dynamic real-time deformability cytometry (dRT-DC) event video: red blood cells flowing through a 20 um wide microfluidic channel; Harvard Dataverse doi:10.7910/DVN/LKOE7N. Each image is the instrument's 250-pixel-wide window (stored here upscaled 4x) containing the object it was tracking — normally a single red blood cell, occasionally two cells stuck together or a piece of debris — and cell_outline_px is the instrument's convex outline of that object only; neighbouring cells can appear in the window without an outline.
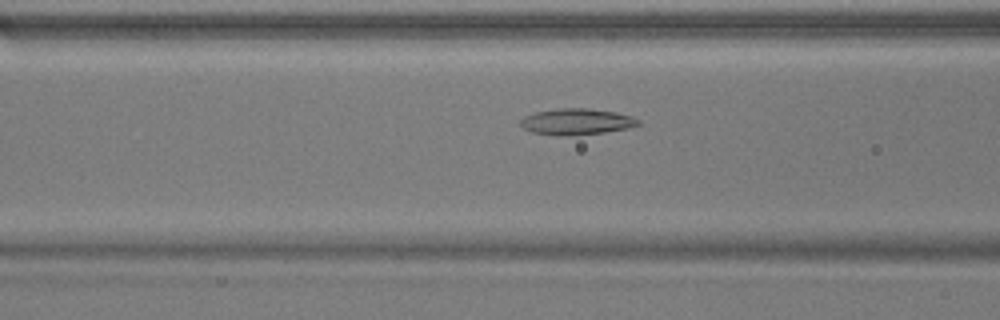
{"species": "common noctule bat (a hibernating species)", "species_latin": "Nyctalus noctula", "temperature_condition": "warm", "stored_images_in_passage": 42, "camera_frame_rate_fps": 3000, "um_per_image_px": 0.085, "animal": {"sex": "male", "body_mass_g": 17.9}, "frame": {"image": 1, "passage_image": 10, "time_ms": 3.0, "image_size_px": [1000, 320], "cell_outline_px": [[640, 124], [628, 128], [604, 132], [568, 136], [556, 136], [532, 132], [524, 128], [520, 124], [520, 120], [524, 116], [536, 112], [560, 108], [588, 108], [616, 112], [632, 116], [640, 120]], "centroid_in_image_um": [49.01, 10.34], "position_along_channel_um": 117.6, "area_um2": 18.03}}
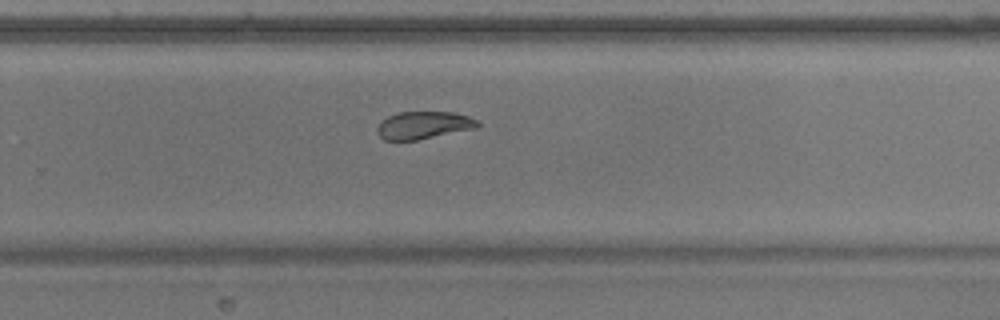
{"frame": {"image": 2, "passage_image": 24, "time_ms": 7.667, "image_size_px": [1000, 320], "cell_outline_px": [[480, 124], [476, 128], [416, 140], [384, 140], [376, 132], [376, 128], [380, 120], [388, 116], [400, 112], [452, 112], [468, 116], [480, 120]], "centroid_in_image_um": [35.99, 10.64], "position_along_channel_um": 293.8, "area_um2": 16.18}}
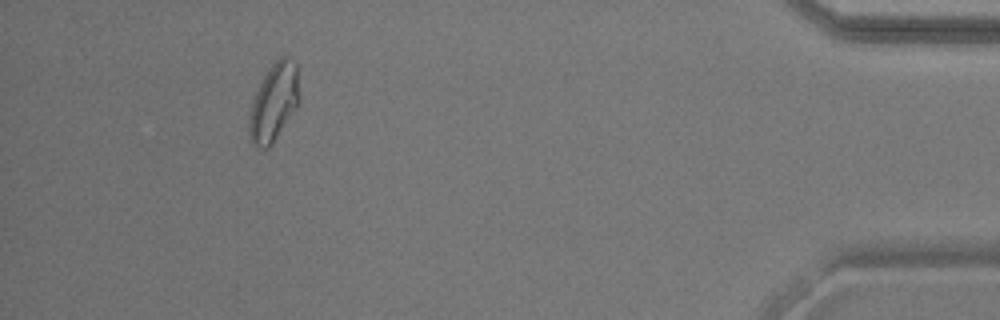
{"frame": {"image": 3, "passage_image": 38, "time_ms": 12.333, "image_size_px": [1000, 320], "cell_outline_px": [[300, 104], [272, 144], [268, 148], [260, 148], [252, 144], [248, 132], [248, 116], [252, 100], [268, 68], [280, 56], [288, 56], [296, 64], [300, 96]], "centroid_in_image_um": [23.28, 8.71], "position_along_channel_um": 411.9, "area_um2": 23.06}, "authors_computed_cell_mechanics": {"area_um2": 17.918, "velocity_mm_per_s": 3.782, "shape_relaxation_time_tau1_ms": 4.4433, "shape_relaxation_time_tau2_ms": 3.0675, "deformation_change_tau1": 0.1255, "deformation_change_tau2": 0.0825}}